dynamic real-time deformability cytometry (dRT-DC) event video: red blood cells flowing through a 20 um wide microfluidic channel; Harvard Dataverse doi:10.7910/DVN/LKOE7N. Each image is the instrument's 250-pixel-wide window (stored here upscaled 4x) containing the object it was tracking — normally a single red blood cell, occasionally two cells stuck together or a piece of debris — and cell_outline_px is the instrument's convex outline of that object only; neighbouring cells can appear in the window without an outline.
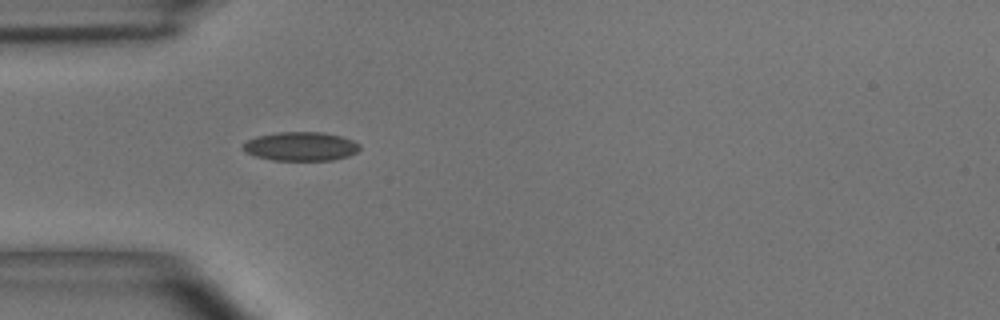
{"species": "common noctule bat (a hibernating species)", "species_latin": "Nyctalus noctula", "temperature_condition": "room temperature", "stored_images_in_passage": 4, "camera_frame_rate_fps": 3000, "um_per_image_px": 0.085, "animal": {"sex": "male", "body_mass_g": 15.6}, "frame": {"image": 1, "passage_image": 4, "time_ms": 3.333, "image_size_px": [1000, 320], "cell_outline_px": [[360, 148], [356, 152], [348, 156], [332, 160], [272, 160], [256, 156], [244, 152], [240, 148], [248, 140], [256, 136], [280, 132], [324, 132], [340, 136], [352, 140], [360, 144]], "centroid_in_image_um": [25.55, 12.44], "position_along_channel_um": 59.5, "area_um2": 19.65}}